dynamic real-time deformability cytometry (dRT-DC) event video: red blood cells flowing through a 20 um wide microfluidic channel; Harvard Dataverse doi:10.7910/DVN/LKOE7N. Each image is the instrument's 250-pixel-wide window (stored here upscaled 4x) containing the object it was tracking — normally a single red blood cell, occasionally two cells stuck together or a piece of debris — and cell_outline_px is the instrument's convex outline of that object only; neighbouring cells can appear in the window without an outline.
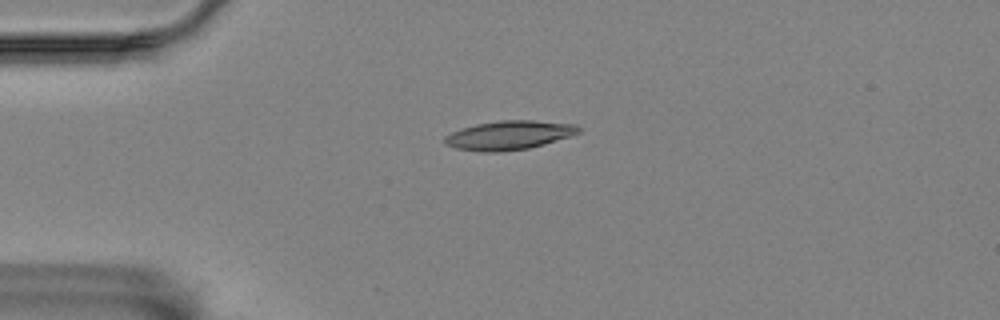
{"species": "Egyptian fruit bat (a non-hibernating species)", "species_latin": "Rousettus aegyptiacus", "temperature_condition": "room temperature", "stored_images_in_passage": 44, "camera_frame_rate_fps": 3000, "um_per_image_px": 0.085, "animal": {"sex": "female"}, "frame": {"image": 1, "passage_image": 1, "time_ms": 0.0, "image_size_px": [1000, 320], "cell_outline_px": [[580, 132], [544, 144], [528, 148], [500, 152], [480, 152], [456, 148], [444, 144], [444, 136], [460, 128], [476, 124], [500, 120], [532, 120], [576, 124], [580, 128]], "centroid_in_image_um": [43.22, 11.49], "position_along_channel_um": 41.8, "area_um2": 22.6}}
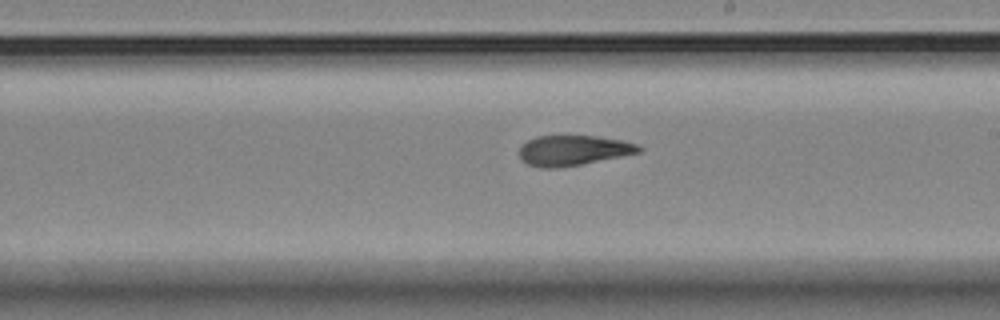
{"frame": {"image": 2, "passage_image": 20, "time_ms": 6.333, "image_size_px": [1000, 320], "cell_outline_px": [[644, 148], [640, 152], [580, 164], [556, 168], [540, 168], [528, 164], [520, 160], [520, 148], [528, 140], [536, 136], [596, 136], [620, 140], [640, 144]], "centroid_in_image_um": [48.72, 12.78], "position_along_channel_um": 240.3, "area_um2": 20.87}}
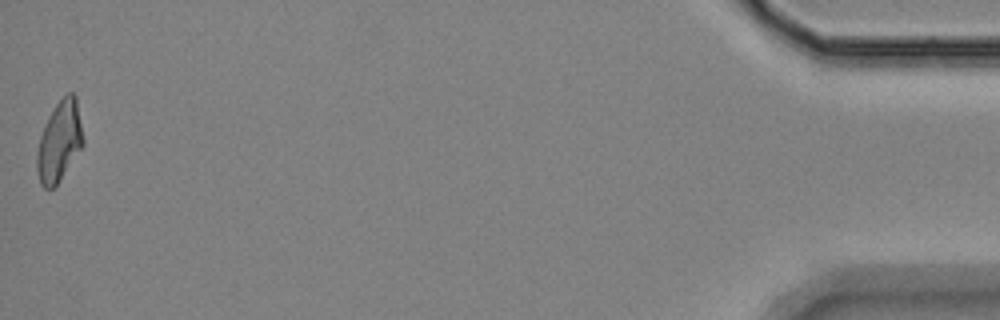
{"frame": {"image": 3, "passage_image": 44, "time_ms": 14.333, "image_size_px": [1000, 320], "cell_outline_px": [[84, 144], [56, 184], [52, 188], [44, 188], [40, 184], [36, 168], [36, 152], [40, 136], [48, 116], [56, 104], [68, 92], [72, 92], [76, 96], [84, 140]], "centroid_in_image_um": [5.03, 12.0], "position_along_channel_um": 430.2, "area_um2": 21.39}, "authors_computed_cell_mechanics": {"area_um2": 21.8484, "velocity_mm_per_s": 3.5135, "shape_relaxation_time_tau1_ms": null, "shape_relaxation_time_tau2_ms": 2.9171, "deformation_change_tau1": null, "deformation_change_tau2": 0.1124}}